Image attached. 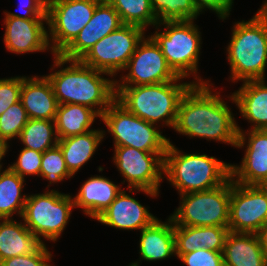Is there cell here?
Segmentation results:
<instances>
[{"instance_id": "cell-4", "label": "cell", "mask_w": 267, "mask_h": 266, "mask_svg": "<svg viewBox=\"0 0 267 266\" xmlns=\"http://www.w3.org/2000/svg\"><path fill=\"white\" fill-rule=\"evenodd\" d=\"M179 77L174 81L152 85L115 86L116 100L137 117L158 126L174 129L178 105L183 94L193 84L182 82Z\"/></svg>"}, {"instance_id": "cell-29", "label": "cell", "mask_w": 267, "mask_h": 266, "mask_svg": "<svg viewBox=\"0 0 267 266\" xmlns=\"http://www.w3.org/2000/svg\"><path fill=\"white\" fill-rule=\"evenodd\" d=\"M18 139L24 148L44 153L58 144L55 120L29 119Z\"/></svg>"}, {"instance_id": "cell-13", "label": "cell", "mask_w": 267, "mask_h": 266, "mask_svg": "<svg viewBox=\"0 0 267 266\" xmlns=\"http://www.w3.org/2000/svg\"><path fill=\"white\" fill-rule=\"evenodd\" d=\"M125 70L129 72L120 75V80L115 79V86L152 85L179 78L167 63L159 46L149 35L147 38L145 35L138 43Z\"/></svg>"}, {"instance_id": "cell-16", "label": "cell", "mask_w": 267, "mask_h": 266, "mask_svg": "<svg viewBox=\"0 0 267 266\" xmlns=\"http://www.w3.org/2000/svg\"><path fill=\"white\" fill-rule=\"evenodd\" d=\"M122 25L118 12L111 4L99 3L91 20L59 55L68 60H80L93 45Z\"/></svg>"}, {"instance_id": "cell-2", "label": "cell", "mask_w": 267, "mask_h": 266, "mask_svg": "<svg viewBox=\"0 0 267 266\" xmlns=\"http://www.w3.org/2000/svg\"><path fill=\"white\" fill-rule=\"evenodd\" d=\"M53 56L54 64L50 68L53 71L45 76L52 85L58 104L84 105L101 117L116 98L115 78L103 77L112 76L87 66L80 60H68L60 55Z\"/></svg>"}, {"instance_id": "cell-18", "label": "cell", "mask_w": 267, "mask_h": 266, "mask_svg": "<svg viewBox=\"0 0 267 266\" xmlns=\"http://www.w3.org/2000/svg\"><path fill=\"white\" fill-rule=\"evenodd\" d=\"M157 219L148 207L127 194L124 188L117 194L110 206L95 220L121 230H142Z\"/></svg>"}, {"instance_id": "cell-1", "label": "cell", "mask_w": 267, "mask_h": 266, "mask_svg": "<svg viewBox=\"0 0 267 266\" xmlns=\"http://www.w3.org/2000/svg\"><path fill=\"white\" fill-rule=\"evenodd\" d=\"M213 84H192L183 94L174 129L188 138L215 140L236 147L238 128L234 114Z\"/></svg>"}, {"instance_id": "cell-42", "label": "cell", "mask_w": 267, "mask_h": 266, "mask_svg": "<svg viewBox=\"0 0 267 266\" xmlns=\"http://www.w3.org/2000/svg\"><path fill=\"white\" fill-rule=\"evenodd\" d=\"M99 3H108L111 4L113 0H97Z\"/></svg>"}, {"instance_id": "cell-21", "label": "cell", "mask_w": 267, "mask_h": 266, "mask_svg": "<svg viewBox=\"0 0 267 266\" xmlns=\"http://www.w3.org/2000/svg\"><path fill=\"white\" fill-rule=\"evenodd\" d=\"M20 100L29 119L55 120L58 102L45 75L22 76Z\"/></svg>"}, {"instance_id": "cell-15", "label": "cell", "mask_w": 267, "mask_h": 266, "mask_svg": "<svg viewBox=\"0 0 267 266\" xmlns=\"http://www.w3.org/2000/svg\"><path fill=\"white\" fill-rule=\"evenodd\" d=\"M235 148L245 149L240 165L231 164V178L244 185L267 186V130H246L239 125ZM248 132V133H247Z\"/></svg>"}, {"instance_id": "cell-35", "label": "cell", "mask_w": 267, "mask_h": 266, "mask_svg": "<svg viewBox=\"0 0 267 266\" xmlns=\"http://www.w3.org/2000/svg\"><path fill=\"white\" fill-rule=\"evenodd\" d=\"M52 252L43 244L35 253L19 255L0 261V266H53Z\"/></svg>"}, {"instance_id": "cell-14", "label": "cell", "mask_w": 267, "mask_h": 266, "mask_svg": "<svg viewBox=\"0 0 267 266\" xmlns=\"http://www.w3.org/2000/svg\"><path fill=\"white\" fill-rule=\"evenodd\" d=\"M267 222V186L235 183L231 178L228 229L254 233Z\"/></svg>"}, {"instance_id": "cell-22", "label": "cell", "mask_w": 267, "mask_h": 266, "mask_svg": "<svg viewBox=\"0 0 267 266\" xmlns=\"http://www.w3.org/2000/svg\"><path fill=\"white\" fill-rule=\"evenodd\" d=\"M112 180L104 176L94 175L88 178L72 197L75 208H81L91 219L100 216L115 200L122 190Z\"/></svg>"}, {"instance_id": "cell-32", "label": "cell", "mask_w": 267, "mask_h": 266, "mask_svg": "<svg viewBox=\"0 0 267 266\" xmlns=\"http://www.w3.org/2000/svg\"><path fill=\"white\" fill-rule=\"evenodd\" d=\"M40 177L49 181V185L46 188H49L52 183H59L64 179L73 177L67 169L63 152L58 144L43 153Z\"/></svg>"}, {"instance_id": "cell-23", "label": "cell", "mask_w": 267, "mask_h": 266, "mask_svg": "<svg viewBox=\"0 0 267 266\" xmlns=\"http://www.w3.org/2000/svg\"><path fill=\"white\" fill-rule=\"evenodd\" d=\"M228 232V227L174 224L176 256L179 258L182 254L201 249L223 253Z\"/></svg>"}, {"instance_id": "cell-17", "label": "cell", "mask_w": 267, "mask_h": 266, "mask_svg": "<svg viewBox=\"0 0 267 266\" xmlns=\"http://www.w3.org/2000/svg\"><path fill=\"white\" fill-rule=\"evenodd\" d=\"M3 23L5 25L3 43L10 53L28 54L51 50L46 29L47 19L5 17Z\"/></svg>"}, {"instance_id": "cell-11", "label": "cell", "mask_w": 267, "mask_h": 266, "mask_svg": "<svg viewBox=\"0 0 267 266\" xmlns=\"http://www.w3.org/2000/svg\"><path fill=\"white\" fill-rule=\"evenodd\" d=\"M97 0H48L47 28L51 54L59 55L91 20Z\"/></svg>"}, {"instance_id": "cell-20", "label": "cell", "mask_w": 267, "mask_h": 266, "mask_svg": "<svg viewBox=\"0 0 267 266\" xmlns=\"http://www.w3.org/2000/svg\"><path fill=\"white\" fill-rule=\"evenodd\" d=\"M228 98L236 104L240 116L251 124V130H267L266 80L244 81Z\"/></svg>"}, {"instance_id": "cell-39", "label": "cell", "mask_w": 267, "mask_h": 266, "mask_svg": "<svg viewBox=\"0 0 267 266\" xmlns=\"http://www.w3.org/2000/svg\"><path fill=\"white\" fill-rule=\"evenodd\" d=\"M195 8L202 14L204 10L215 12L222 21L228 19L234 0H192Z\"/></svg>"}, {"instance_id": "cell-41", "label": "cell", "mask_w": 267, "mask_h": 266, "mask_svg": "<svg viewBox=\"0 0 267 266\" xmlns=\"http://www.w3.org/2000/svg\"><path fill=\"white\" fill-rule=\"evenodd\" d=\"M9 143L7 139L0 137V170H2L3 163H1L3 157H5L8 152Z\"/></svg>"}, {"instance_id": "cell-5", "label": "cell", "mask_w": 267, "mask_h": 266, "mask_svg": "<svg viewBox=\"0 0 267 266\" xmlns=\"http://www.w3.org/2000/svg\"><path fill=\"white\" fill-rule=\"evenodd\" d=\"M230 163L207 154L185 153L170 142L164 155L163 175L179 195L213 189L231 176Z\"/></svg>"}, {"instance_id": "cell-12", "label": "cell", "mask_w": 267, "mask_h": 266, "mask_svg": "<svg viewBox=\"0 0 267 266\" xmlns=\"http://www.w3.org/2000/svg\"><path fill=\"white\" fill-rule=\"evenodd\" d=\"M139 26L123 24L93 45L80 61L115 77L127 66L138 43L145 36Z\"/></svg>"}, {"instance_id": "cell-25", "label": "cell", "mask_w": 267, "mask_h": 266, "mask_svg": "<svg viewBox=\"0 0 267 266\" xmlns=\"http://www.w3.org/2000/svg\"><path fill=\"white\" fill-rule=\"evenodd\" d=\"M42 245L21 220L0 219V261L35 253Z\"/></svg>"}, {"instance_id": "cell-24", "label": "cell", "mask_w": 267, "mask_h": 266, "mask_svg": "<svg viewBox=\"0 0 267 266\" xmlns=\"http://www.w3.org/2000/svg\"><path fill=\"white\" fill-rule=\"evenodd\" d=\"M224 266H267L259 239L254 233L229 231L223 249Z\"/></svg>"}, {"instance_id": "cell-34", "label": "cell", "mask_w": 267, "mask_h": 266, "mask_svg": "<svg viewBox=\"0 0 267 266\" xmlns=\"http://www.w3.org/2000/svg\"><path fill=\"white\" fill-rule=\"evenodd\" d=\"M42 156V152L23 147L16 161L8 167L24 179L31 175L40 177Z\"/></svg>"}, {"instance_id": "cell-40", "label": "cell", "mask_w": 267, "mask_h": 266, "mask_svg": "<svg viewBox=\"0 0 267 266\" xmlns=\"http://www.w3.org/2000/svg\"><path fill=\"white\" fill-rule=\"evenodd\" d=\"M256 235L264 254L267 256V222L260 228Z\"/></svg>"}, {"instance_id": "cell-6", "label": "cell", "mask_w": 267, "mask_h": 266, "mask_svg": "<svg viewBox=\"0 0 267 266\" xmlns=\"http://www.w3.org/2000/svg\"><path fill=\"white\" fill-rule=\"evenodd\" d=\"M194 21L157 23L156 31L150 37L159 46L167 63L179 77L186 79L192 75L193 84H206L210 83V80H203L197 75L202 37ZM162 26L164 28L161 31L159 28Z\"/></svg>"}, {"instance_id": "cell-37", "label": "cell", "mask_w": 267, "mask_h": 266, "mask_svg": "<svg viewBox=\"0 0 267 266\" xmlns=\"http://www.w3.org/2000/svg\"><path fill=\"white\" fill-rule=\"evenodd\" d=\"M178 259L187 266H224L223 253L208 249L185 253Z\"/></svg>"}, {"instance_id": "cell-33", "label": "cell", "mask_w": 267, "mask_h": 266, "mask_svg": "<svg viewBox=\"0 0 267 266\" xmlns=\"http://www.w3.org/2000/svg\"><path fill=\"white\" fill-rule=\"evenodd\" d=\"M28 120V114L21 100L12 104L0 115V137L8 141L17 139Z\"/></svg>"}, {"instance_id": "cell-7", "label": "cell", "mask_w": 267, "mask_h": 266, "mask_svg": "<svg viewBox=\"0 0 267 266\" xmlns=\"http://www.w3.org/2000/svg\"><path fill=\"white\" fill-rule=\"evenodd\" d=\"M44 192L27 196L21 216L25 226L43 244L42 238L51 242L59 239L75 208L71 195L53 189Z\"/></svg>"}, {"instance_id": "cell-19", "label": "cell", "mask_w": 267, "mask_h": 266, "mask_svg": "<svg viewBox=\"0 0 267 266\" xmlns=\"http://www.w3.org/2000/svg\"><path fill=\"white\" fill-rule=\"evenodd\" d=\"M140 232V260L130 263V266H140L141 260L155 262L176 257L174 222L170 216L166 222L157 218Z\"/></svg>"}, {"instance_id": "cell-31", "label": "cell", "mask_w": 267, "mask_h": 266, "mask_svg": "<svg viewBox=\"0 0 267 266\" xmlns=\"http://www.w3.org/2000/svg\"><path fill=\"white\" fill-rule=\"evenodd\" d=\"M158 23L195 20L200 15L192 0H150Z\"/></svg>"}, {"instance_id": "cell-36", "label": "cell", "mask_w": 267, "mask_h": 266, "mask_svg": "<svg viewBox=\"0 0 267 266\" xmlns=\"http://www.w3.org/2000/svg\"><path fill=\"white\" fill-rule=\"evenodd\" d=\"M22 76L0 79V115L20 101Z\"/></svg>"}, {"instance_id": "cell-28", "label": "cell", "mask_w": 267, "mask_h": 266, "mask_svg": "<svg viewBox=\"0 0 267 266\" xmlns=\"http://www.w3.org/2000/svg\"><path fill=\"white\" fill-rule=\"evenodd\" d=\"M24 182L9 167L0 170V219L12 218L15 213L21 218L28 196L22 193Z\"/></svg>"}, {"instance_id": "cell-30", "label": "cell", "mask_w": 267, "mask_h": 266, "mask_svg": "<svg viewBox=\"0 0 267 266\" xmlns=\"http://www.w3.org/2000/svg\"><path fill=\"white\" fill-rule=\"evenodd\" d=\"M111 5L123 24L139 26L146 31L147 27L154 28L158 23L150 0H113Z\"/></svg>"}, {"instance_id": "cell-9", "label": "cell", "mask_w": 267, "mask_h": 266, "mask_svg": "<svg viewBox=\"0 0 267 266\" xmlns=\"http://www.w3.org/2000/svg\"><path fill=\"white\" fill-rule=\"evenodd\" d=\"M100 119L113 137L114 146H129L145 152H166L169 138L158 126L135 116L116 99Z\"/></svg>"}, {"instance_id": "cell-3", "label": "cell", "mask_w": 267, "mask_h": 266, "mask_svg": "<svg viewBox=\"0 0 267 266\" xmlns=\"http://www.w3.org/2000/svg\"><path fill=\"white\" fill-rule=\"evenodd\" d=\"M226 47L230 80H265L267 67V0L250 20L234 22Z\"/></svg>"}, {"instance_id": "cell-10", "label": "cell", "mask_w": 267, "mask_h": 266, "mask_svg": "<svg viewBox=\"0 0 267 266\" xmlns=\"http://www.w3.org/2000/svg\"><path fill=\"white\" fill-rule=\"evenodd\" d=\"M166 152H145L129 146H114L113 163L126 180L129 193L144 192L156 198L164 180Z\"/></svg>"}, {"instance_id": "cell-27", "label": "cell", "mask_w": 267, "mask_h": 266, "mask_svg": "<svg viewBox=\"0 0 267 266\" xmlns=\"http://www.w3.org/2000/svg\"><path fill=\"white\" fill-rule=\"evenodd\" d=\"M100 116L91 108L79 104H58L55 127L58 139L87 133Z\"/></svg>"}, {"instance_id": "cell-38", "label": "cell", "mask_w": 267, "mask_h": 266, "mask_svg": "<svg viewBox=\"0 0 267 266\" xmlns=\"http://www.w3.org/2000/svg\"><path fill=\"white\" fill-rule=\"evenodd\" d=\"M47 1L48 0H20L17 4L19 12L23 15L4 11L5 17H16L22 19H47ZM21 5V6H20Z\"/></svg>"}, {"instance_id": "cell-8", "label": "cell", "mask_w": 267, "mask_h": 266, "mask_svg": "<svg viewBox=\"0 0 267 266\" xmlns=\"http://www.w3.org/2000/svg\"><path fill=\"white\" fill-rule=\"evenodd\" d=\"M231 176L213 189L180 196V205L170 215L175 225L228 227Z\"/></svg>"}, {"instance_id": "cell-26", "label": "cell", "mask_w": 267, "mask_h": 266, "mask_svg": "<svg viewBox=\"0 0 267 266\" xmlns=\"http://www.w3.org/2000/svg\"><path fill=\"white\" fill-rule=\"evenodd\" d=\"M107 131L93 129L84 134L58 140L69 173L74 176L95 154Z\"/></svg>"}]
</instances>
